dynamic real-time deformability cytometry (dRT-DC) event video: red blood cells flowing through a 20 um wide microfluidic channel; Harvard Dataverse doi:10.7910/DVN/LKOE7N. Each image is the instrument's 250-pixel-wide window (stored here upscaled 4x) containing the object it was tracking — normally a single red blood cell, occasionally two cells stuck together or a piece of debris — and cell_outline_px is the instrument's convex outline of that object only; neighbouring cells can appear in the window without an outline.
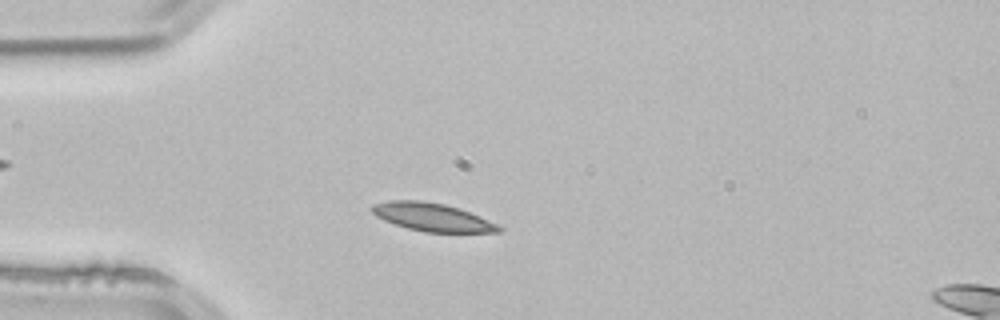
{"species": "common noctule bat (a hibernating species)", "species_latin": "Nyctalus noctula", "temperature_condition": "room temperature", "stored_images_in_passage": 3, "camera_frame_rate_fps": 3000, "um_per_image_px": 0.085, "animal": {"sex": "male", "body_mass_g": 21.5, "forearm_length_mm": 52.0}, "frame": {"image": 1, "passage_image": 2, "time_ms": 0.333, "image_size_px": [1000, 320], "cell_outline_px": [[504, 228], [500, 232], [424, 232], [408, 228], [384, 220], [376, 216], [368, 208], [372, 204], [388, 200], [420, 200], [444, 204], [468, 212], [496, 224]], "centroid_in_image_um": [36.66, 18.45], "position_along_channel_um": 48.3, "area_um2": 20.52}}